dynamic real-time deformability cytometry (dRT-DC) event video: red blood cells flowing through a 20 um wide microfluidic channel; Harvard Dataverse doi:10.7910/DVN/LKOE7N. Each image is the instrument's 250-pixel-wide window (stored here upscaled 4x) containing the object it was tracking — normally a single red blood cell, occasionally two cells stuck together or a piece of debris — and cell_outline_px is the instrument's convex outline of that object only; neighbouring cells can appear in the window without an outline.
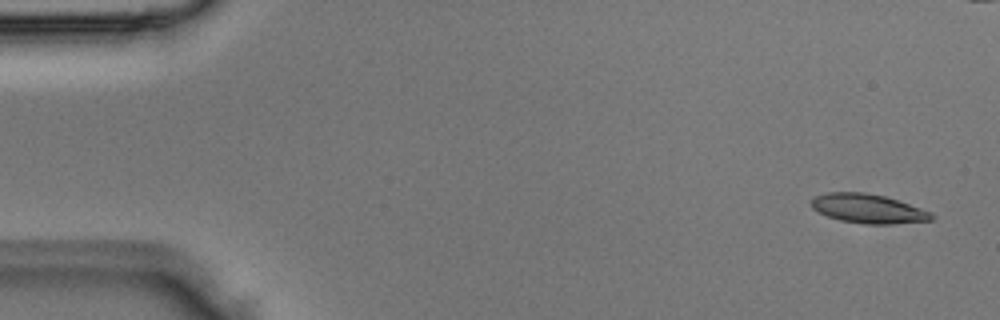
{"species": "Egyptian fruit bat (a non-hibernating species)", "species_latin": "Rousettus aegyptiacus", "temperature_condition": "room temperature", "stored_images_in_passage": 3, "camera_frame_rate_fps": 3000, "um_per_image_px": 0.085, "animal": {"sex": "male"}, "frame": {"image": 1, "passage_image": 3, "time_ms": 0.667, "image_size_px": [1000, 320], "cell_outline_px": [[936, 216], [932, 220], [892, 224], [864, 224], [840, 220], [828, 216], [812, 208], [812, 200], [816, 196], [828, 192], [864, 192], [884, 196], [932, 212]], "centroid_in_image_um": [73.82, 17.74], "position_along_channel_um": 11.2, "area_um2": 20.23}}